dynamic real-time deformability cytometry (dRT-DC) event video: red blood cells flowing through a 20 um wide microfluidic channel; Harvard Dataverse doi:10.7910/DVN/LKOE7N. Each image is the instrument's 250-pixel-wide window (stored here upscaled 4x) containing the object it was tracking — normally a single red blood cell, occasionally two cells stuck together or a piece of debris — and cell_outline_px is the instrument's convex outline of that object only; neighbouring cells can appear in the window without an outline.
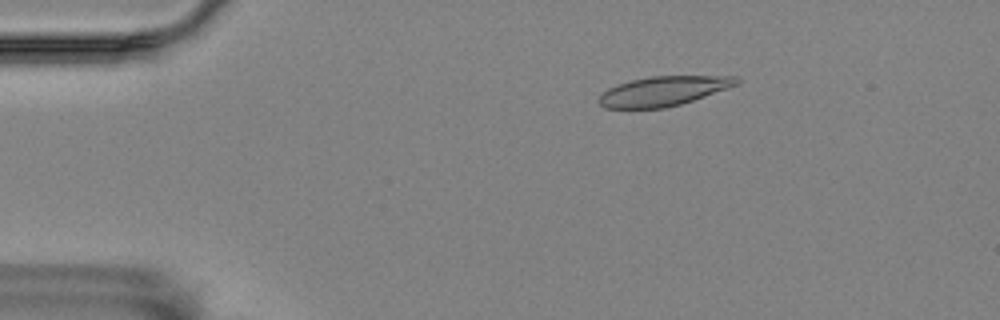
{"species": "Egyptian fruit bat (a non-hibernating species)", "species_latin": "Rousettus aegyptiacus", "temperature_condition": "room temperature", "stored_images_in_passage": 57, "camera_frame_rate_fps": 3000, "um_per_image_px": 0.085, "animal": {"sex": "female"}, "frame": {"image": 1, "passage_image": 10, "time_ms": 3.0, "image_size_px": [1000, 320], "cell_outline_px": [[740, 84], [680, 104], [664, 108], [604, 108], [596, 100], [608, 88], [632, 80], [652, 76], [736, 76], [740, 80]], "centroid_in_image_um": [56.4, 7.74], "position_along_channel_um": 28.6, "area_um2": 23.47}}
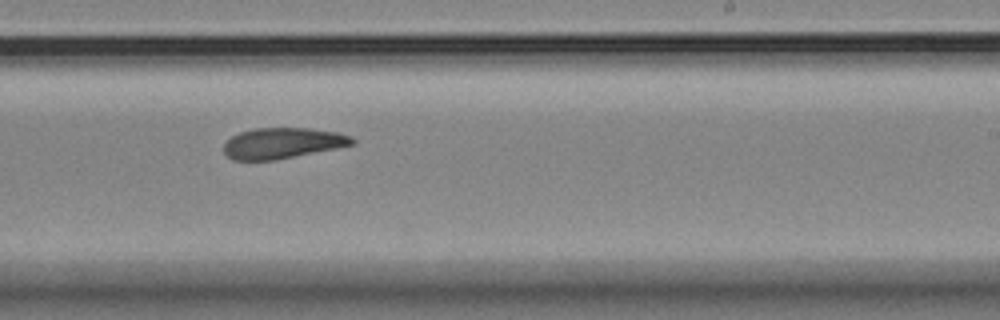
{"frame": {"image": 2, "passage_image": 35, "time_ms": 11.333, "image_size_px": [1000, 320], "cell_outline_px": [[356, 144], [276, 160], [232, 160], [224, 152], [224, 144], [232, 136], [240, 132], [256, 128], [308, 128], [336, 132], [352, 136], [356, 140]], "centroid_in_image_um": [24.04, 12.17], "position_along_channel_um": 265.0, "area_um2": 23.0}}
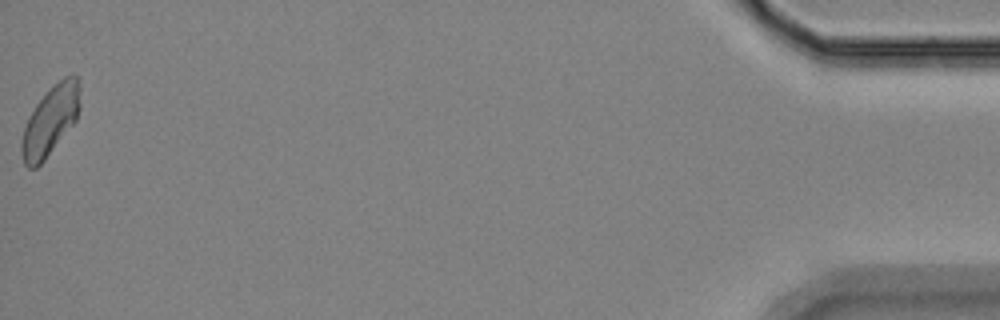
{"frame": {"image": 3, "passage_image": 57, "time_ms": 18.667, "image_size_px": [1000, 320], "cell_outline_px": [[80, 108], [76, 120], [44, 160], [36, 168], [28, 168], [24, 164], [20, 152], [20, 144], [24, 128], [28, 116], [36, 104], [52, 84], [64, 76], [72, 72], [76, 76], [80, 84]], "centroid_in_image_um": [4.28, 10.21], "position_along_channel_um": 430.9, "area_um2": 23.87}, "authors_computed_cell_mechanics": {"area_um2": 23.5246, "velocity_mm_per_s": 3.5224, "shape_relaxation_time_tau1_ms": null, "shape_relaxation_time_tau2_ms": 5.487, "deformation_change_tau1": null, "deformation_change_tau2": 0.1142}}